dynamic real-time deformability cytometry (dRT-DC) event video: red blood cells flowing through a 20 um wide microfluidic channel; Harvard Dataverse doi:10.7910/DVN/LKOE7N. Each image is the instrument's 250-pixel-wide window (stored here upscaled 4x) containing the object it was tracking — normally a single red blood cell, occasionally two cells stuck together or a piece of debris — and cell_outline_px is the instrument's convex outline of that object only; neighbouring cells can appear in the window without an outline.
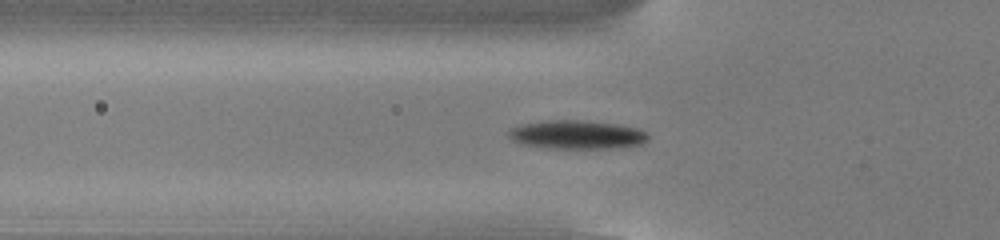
{"species": "common noctule bat (a hibernating species)", "species_latin": "Nyctalus noctula", "temperature_condition": "cold", "stored_images_in_passage": 53, "camera_frame_rate_fps": 3000, "um_per_image_px": 0.085, "animal": {"sex": "male", "body_mass_g": 13.0, "forearm_length_mm": 53.1}, "frame": {"image": 1, "passage_image": 18, "time_ms": 5.667, "image_size_px": [1000, 240], "cell_outline_px": [[648, 140], [640, 144], [616, 148], [544, 148], [520, 144], [512, 140], [508, 136], [508, 128], [520, 124], [540, 120], [584, 120], [616, 124], [636, 128], [644, 132], [648, 136]], "centroid_in_image_um": [48.94, 11.44], "position_along_channel_um": 76.9, "area_um2": 23.52}}
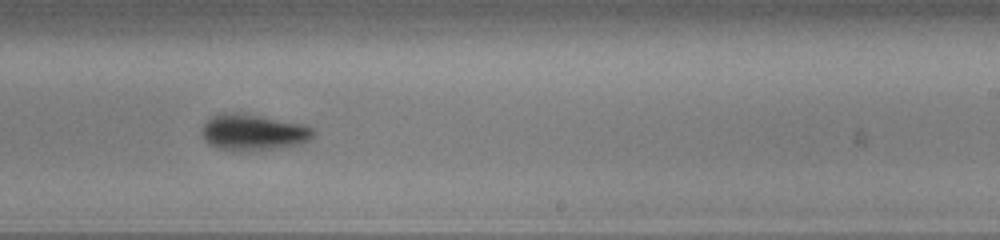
{"frame": {"image": 2, "passage_image": 33, "time_ms": 10.667, "image_size_px": [1000, 240], "cell_outline_px": [[312, 136], [308, 140], [300, 144], [272, 148], [232, 152], [216, 148], [208, 144], [204, 140], [200, 128], [212, 116], [224, 112], [232, 112], [260, 116], [304, 124], [312, 128]], "centroid_in_image_um": [21.44, 11.25], "position_along_channel_um": 267.6, "area_um2": 23.41}}
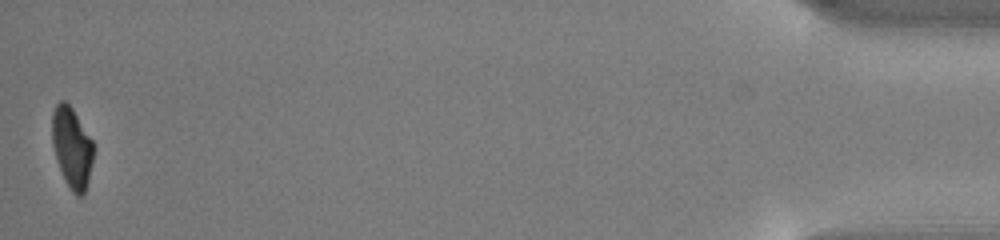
{"frame": {"image": 3, "passage_image": 53, "time_ms": 17.333, "image_size_px": [1000, 240], "cell_outline_px": [[92, 160], [88, 180], [84, 196], [76, 196], [72, 192], [64, 180], [52, 144], [52, 112], [56, 104], [60, 100], [64, 100], [72, 108], [92, 140]], "centroid_in_image_um": [6.09, 12.55], "position_along_channel_um": 429.1, "area_um2": 19.19}, "authors_computed_cell_mechanics": {"area_um2": 21.8484, "velocity_mm_per_s": 3.8117, "shape_relaxation_time_tau1_ms": 2.272, "shape_relaxation_time_tau2_ms": null, "deformation_change_tau1": 0.1343, "deformation_change_tau2": null}}